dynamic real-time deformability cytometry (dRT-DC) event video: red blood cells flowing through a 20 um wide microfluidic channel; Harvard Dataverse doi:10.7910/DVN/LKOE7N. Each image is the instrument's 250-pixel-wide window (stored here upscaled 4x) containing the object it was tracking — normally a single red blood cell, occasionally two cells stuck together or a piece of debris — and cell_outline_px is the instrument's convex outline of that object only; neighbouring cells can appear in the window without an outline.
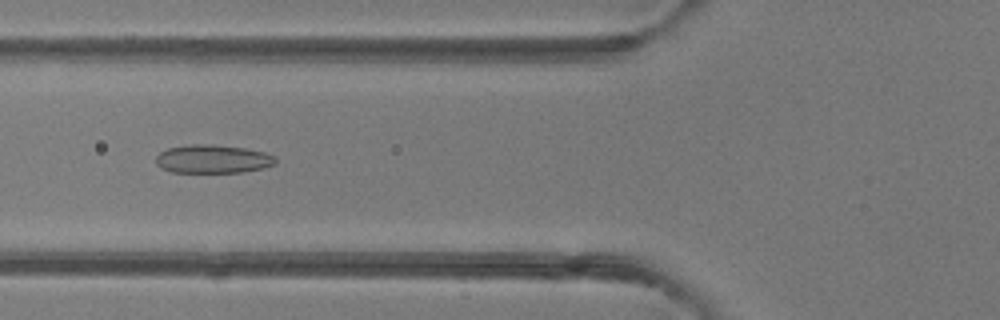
{"species": "common noctule bat (a hibernating species)", "species_latin": "Nyctalus noctula", "temperature_condition": "room temperature", "stored_images_in_passage": 6, "camera_frame_rate_fps": 3000, "um_per_image_px": 0.085, "animal": {"sex": "female"}, "frame": {"image": 1, "passage_image": 5, "time_ms": 5.333, "image_size_px": [1000, 320], "cell_outline_px": [[276, 164], [264, 168], [244, 172], [172, 172], [160, 168], [156, 164], [156, 156], [160, 152], [168, 148], [192, 144], [212, 144], [244, 148], [264, 152], [276, 156]], "centroid_in_image_um": [18.1, 13.52], "position_along_channel_um": 107.7, "area_um2": 19.94}}
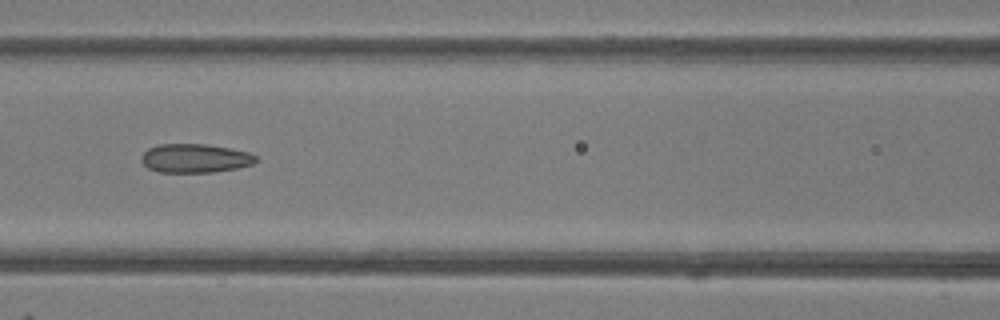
{"frame": {"image": 2, "passage_image": 6, "time_ms": 6.333, "image_size_px": [1000, 320], "cell_outline_px": [[256, 160], [252, 164], [236, 168], [212, 172], [160, 172], [148, 168], [140, 160], [140, 156], [148, 148], [160, 144], [208, 144], [248, 152], [256, 156]], "centroid_in_image_um": [16.54, 13.45], "position_along_channel_um": 150.1, "area_um2": 19.13}}